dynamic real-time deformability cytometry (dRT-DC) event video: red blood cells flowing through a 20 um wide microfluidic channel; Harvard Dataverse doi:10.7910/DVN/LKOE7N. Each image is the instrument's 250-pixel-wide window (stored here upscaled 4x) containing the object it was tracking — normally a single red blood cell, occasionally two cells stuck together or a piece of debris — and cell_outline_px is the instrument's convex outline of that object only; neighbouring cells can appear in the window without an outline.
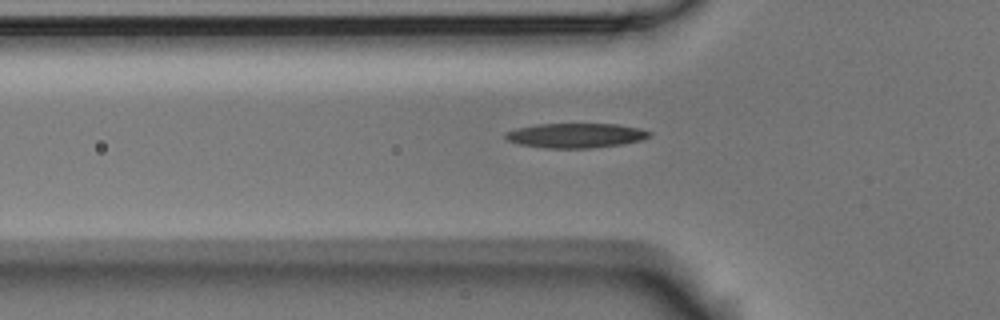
{"species": "Egyptian fruit bat (a non-hibernating species)", "species_latin": "Rousettus aegyptiacus", "temperature_condition": "room temperature", "stored_images_in_passage": 37, "camera_frame_rate_fps": 3000, "um_per_image_px": 0.085, "animal": {"sex": "male"}, "frame": {"image": 1, "passage_image": 8, "time_ms": 2.333, "image_size_px": [1000, 320], "cell_outline_px": [[652, 136], [640, 140], [620, 144], [592, 148], [544, 148], [516, 144], [508, 140], [504, 136], [504, 132], [520, 128], [540, 124], [616, 124], [640, 128], [652, 132]], "centroid_in_image_um": [48.94, 11.52], "position_along_channel_um": 76.9, "area_um2": 20.63}}
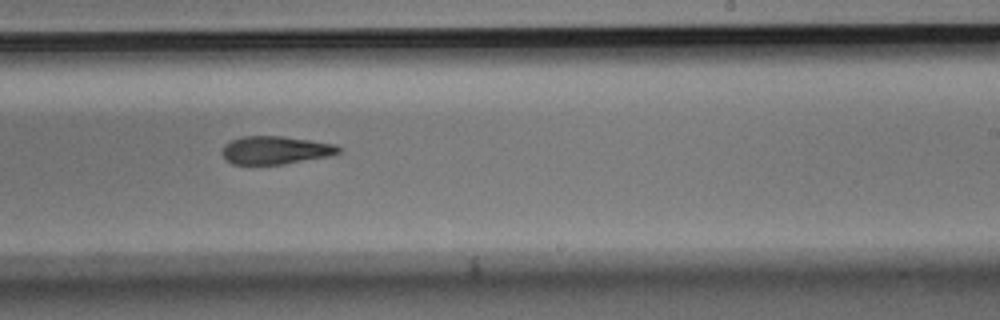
{"frame": {"image": 2, "passage_image": 23, "time_ms": 7.333, "image_size_px": [1000, 320], "cell_outline_px": [[344, 148], [340, 152], [328, 156], [284, 164], [232, 164], [220, 152], [224, 144], [240, 136], [284, 136], [336, 144]], "centroid_in_image_um": [23.42, 12.75], "position_along_channel_um": 265.6, "area_um2": 19.13}}
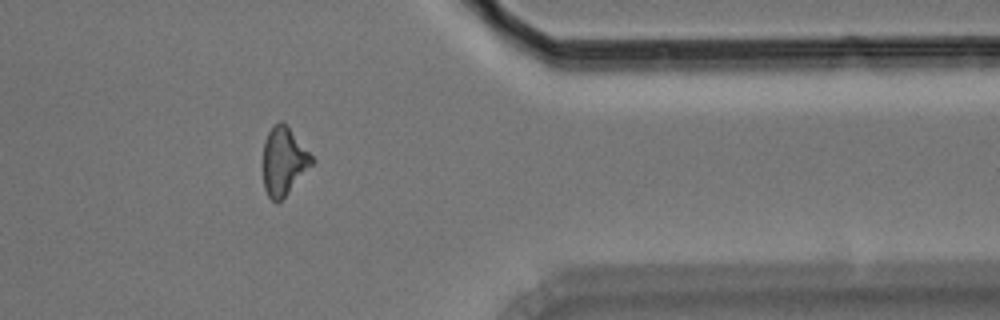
{"frame": {"image": 3, "passage_image": 34, "time_ms": 11.0, "image_size_px": [1000, 320], "cell_outline_px": [[316, 160], [284, 196], [276, 204], [268, 196], [264, 188], [264, 140], [268, 132], [280, 120], [284, 120]], "centroid_in_image_um": [24.13, 13.66], "position_along_channel_um": 387.3, "area_um2": 19.13}}